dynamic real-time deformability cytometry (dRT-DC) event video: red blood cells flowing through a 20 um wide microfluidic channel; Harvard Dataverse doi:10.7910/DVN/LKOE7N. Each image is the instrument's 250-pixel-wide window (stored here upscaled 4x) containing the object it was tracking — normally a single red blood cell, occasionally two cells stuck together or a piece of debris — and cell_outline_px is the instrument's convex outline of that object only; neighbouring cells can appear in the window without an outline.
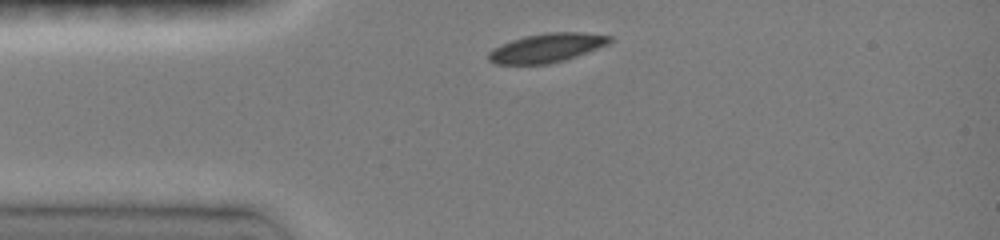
{"species": "common noctule bat (a hibernating species)", "species_latin": "Nyctalus noctula", "temperature_condition": "room temperature", "stored_images_in_passage": 2, "camera_frame_rate_fps": 3000, "um_per_image_px": 0.085, "animal": {"sex": "female", "body_mass_g": 19.0, "forearm_length_mm": 51.5}, "frame": {"image": 1, "passage_image": 1, "time_ms": 0.0, "image_size_px": [1000, 240], "cell_outline_px": [[612, 40], [608, 44], [576, 56], [564, 60], [548, 64], [496, 64], [488, 60], [488, 52], [492, 48], [512, 40], [524, 36], [548, 32], [580, 32], [612, 36]], "centroid_in_image_um": [46.45, 4.07], "position_along_channel_um": 38.5, "area_um2": 20.35}}